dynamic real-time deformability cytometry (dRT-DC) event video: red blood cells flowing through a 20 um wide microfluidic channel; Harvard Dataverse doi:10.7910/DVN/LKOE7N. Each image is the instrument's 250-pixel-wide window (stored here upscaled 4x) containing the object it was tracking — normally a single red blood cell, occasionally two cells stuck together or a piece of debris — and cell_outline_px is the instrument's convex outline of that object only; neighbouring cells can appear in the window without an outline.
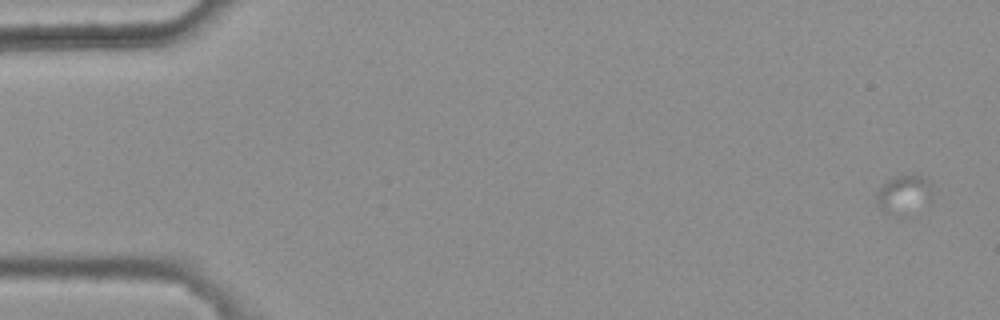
{"species": "common noctule bat (a hibernating species)", "species_latin": "Nyctalus noctula", "temperature_condition": "warm", "stored_images_in_passage": 6, "camera_frame_rate_fps": 3000, "um_per_image_px": 0.085, "animal": {"sex": "female", "body_mass_g": 25.1}, "frame": {"image": 1, "passage_image": 1, "time_ms": 0.0, "image_size_px": [1000, 320], "cell_outline_px": [[932, 200], [928, 204], [896, 220], [884, 212], [876, 204], [876, 196], [880, 188], [888, 180], [896, 176], [920, 176], [928, 180], [932, 184]], "centroid_in_image_um": [76.84, 16.62], "position_along_channel_um": 8.2, "area_um2": 13.06}}